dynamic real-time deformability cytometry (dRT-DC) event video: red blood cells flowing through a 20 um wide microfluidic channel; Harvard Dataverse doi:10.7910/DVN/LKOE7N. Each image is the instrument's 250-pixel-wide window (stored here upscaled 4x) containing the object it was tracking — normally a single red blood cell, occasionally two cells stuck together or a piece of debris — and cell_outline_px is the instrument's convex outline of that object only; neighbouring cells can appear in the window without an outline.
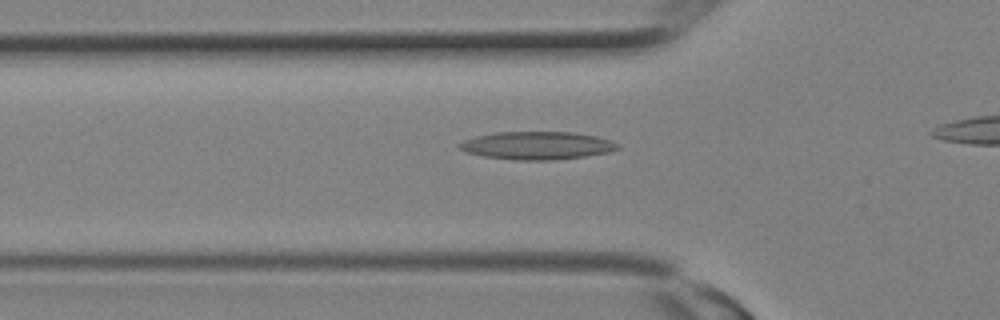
{"species": "Egyptian fruit bat (a non-hibernating species)", "species_latin": "Rousettus aegyptiacus", "temperature_condition": "room temperature", "stored_images_in_passage": 3, "camera_frame_rate_fps": 3000, "um_per_image_px": 0.085, "animal": {"sex": "female"}, "frame": {"image": 1, "passage_image": 2, "time_ms": 0.333, "image_size_px": [1000, 320], "cell_outline_px": [[620, 148], [608, 152], [584, 156], [556, 160], [512, 160], [484, 156], [468, 152], [456, 148], [456, 144], [464, 140], [476, 136], [496, 132], [572, 132], [596, 136], [620, 144]], "centroid_in_image_um": [45.61, 12.37], "position_along_channel_um": 80.2, "area_um2": 25.78}}